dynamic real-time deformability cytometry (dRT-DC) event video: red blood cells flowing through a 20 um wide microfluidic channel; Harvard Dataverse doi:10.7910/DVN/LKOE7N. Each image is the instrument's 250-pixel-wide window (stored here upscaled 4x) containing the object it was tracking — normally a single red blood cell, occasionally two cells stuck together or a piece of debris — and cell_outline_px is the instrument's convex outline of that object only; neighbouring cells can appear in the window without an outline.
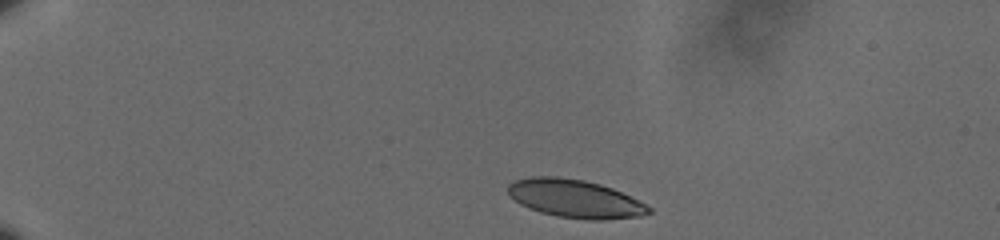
{"species": "human", "species_latin": "Homo sapiens", "temperature_condition": "cold", "stored_images_in_passage": 7, "camera_frame_rate_fps": 3000, "um_per_image_px": 0.085, "donor": {"sex": "male"}, "frame": {"image": 1, "passage_image": 1, "time_ms": 0.0, "image_size_px": [1000, 240], "cell_outline_px": [[652, 212], [640, 216], [604, 220], [588, 220], [556, 216], [540, 212], [528, 208], [520, 204], [508, 196], [508, 184], [512, 180], [532, 176], [556, 176], [584, 180], [600, 184], [612, 188], [652, 208]], "centroid_in_image_um": [48.81, 16.88], "position_along_channel_um": 36.2, "area_um2": 31.39}}
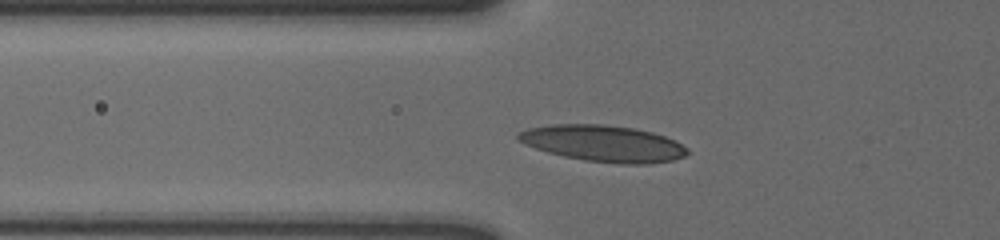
{"frame": {"image": 2, "passage_image": 6, "time_ms": 1.667, "image_size_px": [1000, 240], "cell_outline_px": [[688, 152], [684, 156], [672, 160], [648, 164], [620, 164], [584, 160], [564, 156], [548, 152], [524, 144], [516, 140], [516, 136], [520, 132], [528, 128], [552, 124], [604, 124], [632, 128], [652, 132], [676, 140], [688, 148]], "centroid_in_image_um": [51.28, 12.19], "position_along_channel_um": 74.5, "area_um2": 35.89}}